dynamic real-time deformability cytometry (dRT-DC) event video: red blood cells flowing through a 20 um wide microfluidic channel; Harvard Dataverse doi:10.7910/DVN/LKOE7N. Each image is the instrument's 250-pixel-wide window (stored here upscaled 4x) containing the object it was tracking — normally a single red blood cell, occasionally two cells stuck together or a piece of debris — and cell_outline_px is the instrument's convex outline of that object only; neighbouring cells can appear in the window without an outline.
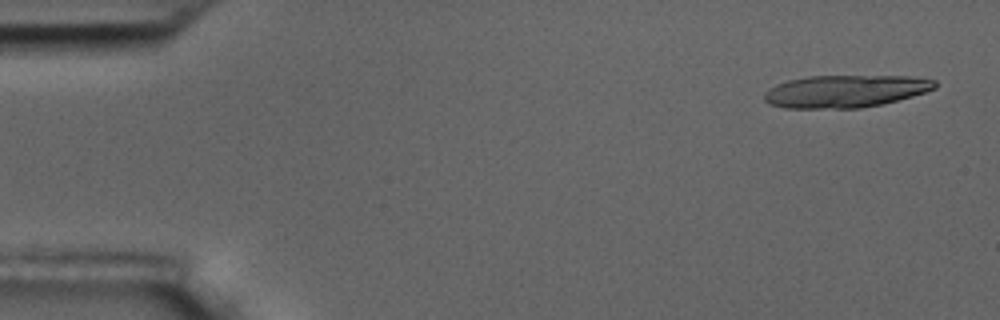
{"species": "common noctule bat (a hibernating species)", "species_latin": "Nyctalus noctula", "temperature_condition": "room temperature", "stored_images_in_passage": 5, "camera_frame_rate_fps": 3000, "um_per_image_px": 0.085, "animal": {"sex": "male", "body_mass_g": 17.5, "forearm_length_mm": 52.3}, "frame": {"image": 1, "passage_image": 1, "time_ms": 0.0, "image_size_px": [1000, 320], "cell_outline_px": [[936, 88], [912, 96], [884, 104], [860, 108], [784, 108], [768, 104], [764, 100], [764, 92], [768, 88], [776, 84], [788, 80], [808, 76], [908, 76], [936, 80]], "centroid_in_image_um": [71.81, 7.76], "position_along_channel_um": 13.2, "area_um2": 32.43}}